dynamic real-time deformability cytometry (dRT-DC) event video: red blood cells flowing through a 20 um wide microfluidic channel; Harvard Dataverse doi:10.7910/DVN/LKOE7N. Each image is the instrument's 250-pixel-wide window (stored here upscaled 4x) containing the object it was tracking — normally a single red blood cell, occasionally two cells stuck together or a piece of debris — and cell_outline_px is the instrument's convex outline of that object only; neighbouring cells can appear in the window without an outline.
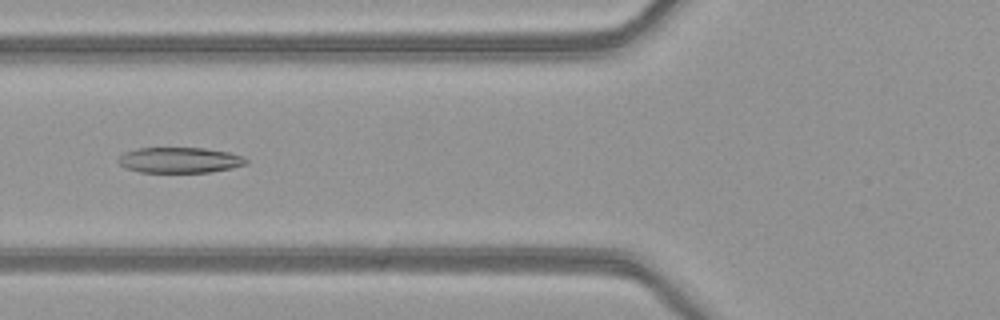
{"species": "common noctule bat (a hibernating species)", "species_latin": "Nyctalus noctula", "temperature_condition": "warm", "stored_images_in_passage": 5, "camera_frame_rate_fps": 3000, "um_per_image_px": 0.085, "animal": {"sex": "female", "body_mass_g": 21.9}, "frame": {"image": 1, "passage_image": 5, "time_ms": 1.333, "image_size_px": [1000, 320], "cell_outline_px": [[248, 164], [232, 168], [208, 172], [140, 172], [128, 168], [120, 164], [116, 160], [124, 152], [136, 148], [204, 148], [228, 152], [240, 156], [248, 160]], "centroid_in_image_um": [15.26, 13.6], "position_along_channel_um": 110.5, "area_um2": 18.96}}